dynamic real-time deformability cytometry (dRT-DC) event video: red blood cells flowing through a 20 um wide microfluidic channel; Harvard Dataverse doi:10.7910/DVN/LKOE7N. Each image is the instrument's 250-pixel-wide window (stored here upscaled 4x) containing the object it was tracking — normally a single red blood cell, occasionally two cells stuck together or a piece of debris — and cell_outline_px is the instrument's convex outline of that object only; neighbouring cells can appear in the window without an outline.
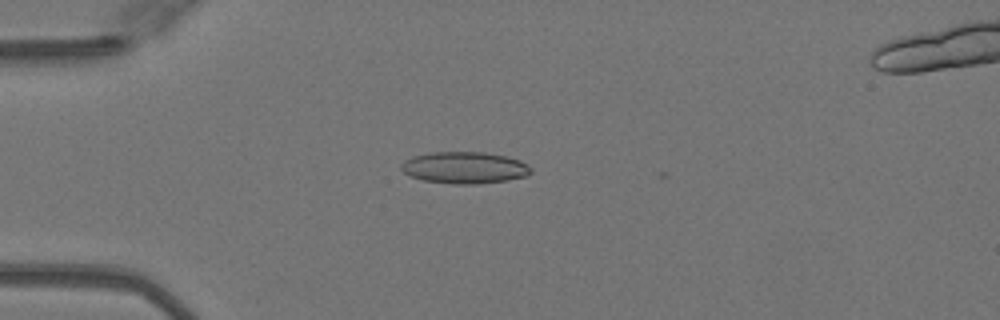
{"species": "Egyptian fruit bat (a non-hibernating species)", "species_latin": "Rousettus aegyptiacus", "temperature_condition": "warm", "stored_images_in_passage": 50, "camera_frame_rate_fps": 3000, "um_per_image_px": 0.085, "animal": {"sex": "female"}, "frame": {"image": 1, "passage_image": 13, "time_ms": 4.0, "image_size_px": [1000, 320], "cell_outline_px": [[532, 172], [524, 176], [508, 180], [480, 184], [452, 184], [424, 180], [412, 176], [404, 172], [400, 168], [400, 164], [404, 160], [412, 156], [432, 152], [484, 152], [504, 156], [520, 160], [532, 168]], "centroid_in_image_um": [39.47, 14.25], "position_along_channel_um": 45.5, "area_um2": 23.99}}
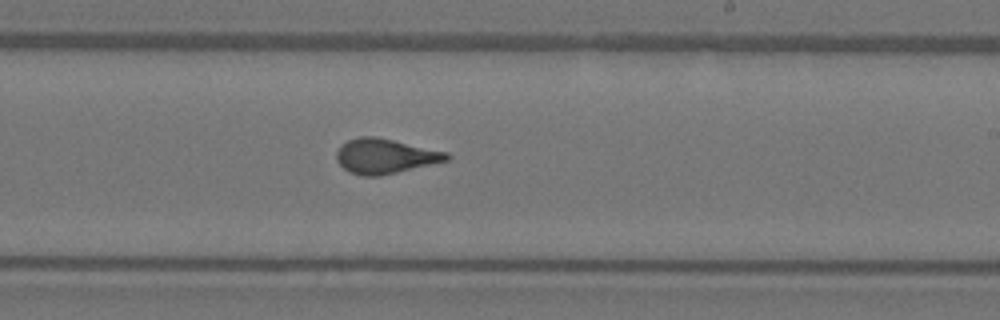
{"frame": {"image": 2, "passage_image": 30, "time_ms": 9.667, "image_size_px": [1000, 320], "cell_outline_px": [[452, 156], [448, 160], [380, 176], [360, 176], [348, 172], [336, 160], [336, 152], [340, 144], [348, 140], [360, 136], [376, 136], [448, 152]], "centroid_in_image_um": [32.7, 13.27], "position_along_channel_um": 256.3, "area_um2": 22.48}}
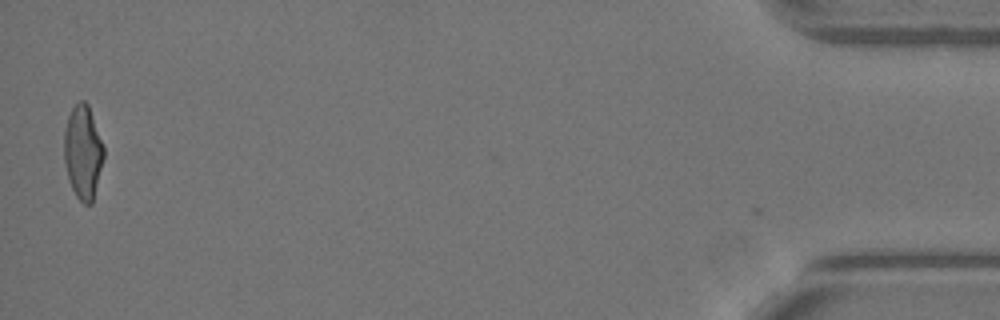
{"frame": {"image": 3, "passage_image": 49, "time_ms": 16.0, "image_size_px": [1000, 320], "cell_outline_px": [[104, 156], [92, 204], [84, 204], [76, 196], [68, 180], [64, 164], [64, 132], [68, 116], [72, 108], [80, 100], [84, 100], [88, 104], [104, 144]], "centroid_in_image_um": [7.05, 12.93], "position_along_channel_um": 428.2, "area_um2": 21.79}, "authors_computed_cell_mechanics": {"area_um2": 22.2241, "velocity_mm_per_s": 4.1073, "shape_relaxation_time_tau1_ms": 6.51, "shape_relaxation_time_tau2_ms": 0.8237, "deformation_change_tau1": 0.2244, "deformation_change_tau2": 0.0874}}